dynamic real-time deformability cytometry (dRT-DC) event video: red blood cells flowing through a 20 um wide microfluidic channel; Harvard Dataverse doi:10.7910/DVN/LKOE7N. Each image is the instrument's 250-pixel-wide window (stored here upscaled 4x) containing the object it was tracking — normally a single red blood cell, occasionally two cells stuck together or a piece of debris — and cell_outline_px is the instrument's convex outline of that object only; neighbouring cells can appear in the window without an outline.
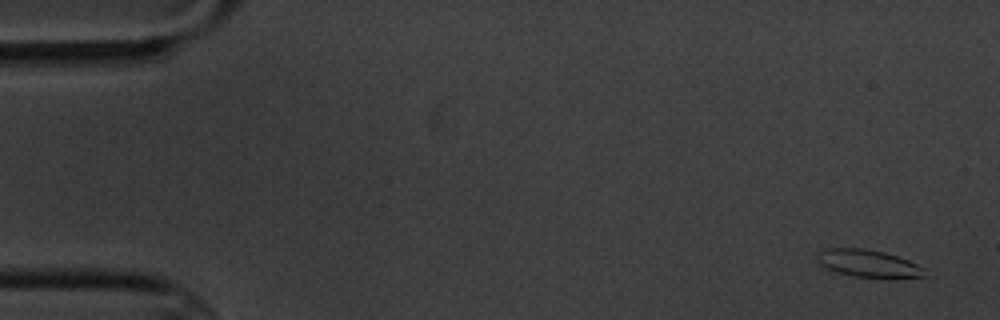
{"species": "common noctule bat (a hibernating species)", "species_latin": "Nyctalus noctula", "temperature_condition": "cold", "stored_images_in_passage": 11, "camera_frame_rate_fps": 3000, "um_per_image_px": 0.085, "animal": {"sex": "male", "body_mass_g": 20.1, "forearm_length_mm": 53.5}, "frame": {"image": 1, "passage_image": 1, "time_ms": 0.0, "image_size_px": [1000, 320], "cell_outline_px": [[924, 276], [852, 276], [836, 272], [820, 264], [816, 256], [820, 252], [828, 248], [860, 248], [884, 252], [908, 260], [924, 268]], "centroid_in_image_um": [73.73, 22.36], "position_along_channel_um": 11.3, "area_um2": 16.36}}
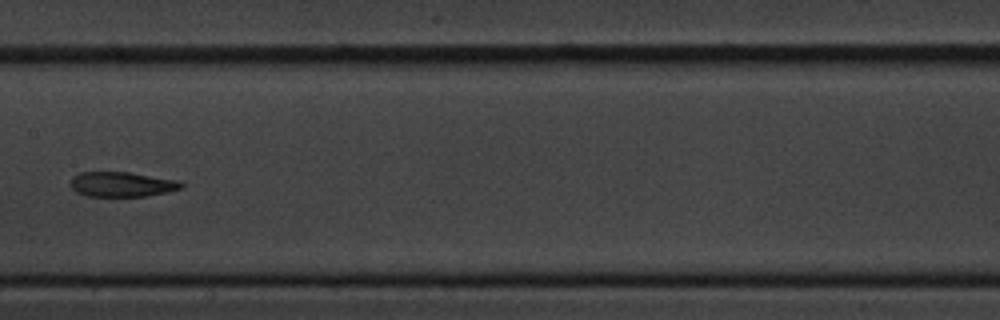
{"frame": {"image": 2, "passage_image": 8, "time_ms": 9.0, "image_size_px": [1000, 320], "cell_outline_px": [[184, 188], [168, 192], [148, 196], [84, 196], [76, 192], [72, 188], [72, 176], [80, 172], [128, 172], [180, 180], [184, 184]], "centroid_in_image_um": [10.41, 15.67], "position_along_channel_um": 197.0, "area_um2": 16.24}}
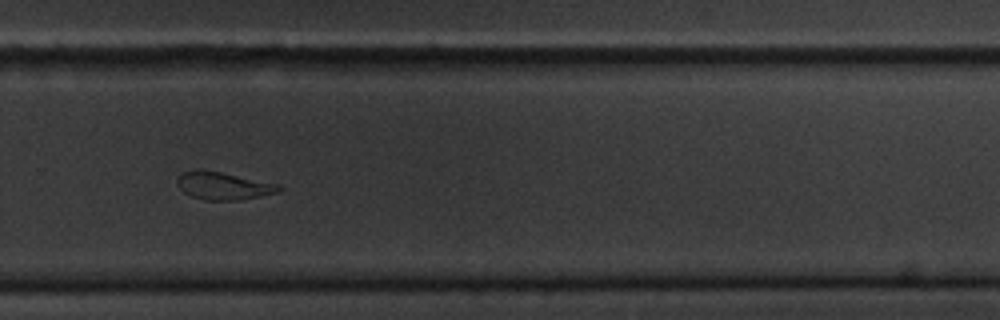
{"frame": {"image": 3, "passage_image": 11, "time_ms": 12.333, "image_size_px": [1000, 320], "cell_outline_px": [[284, 188], [280, 192], [260, 196], [236, 200], [204, 200], [192, 196], [184, 192], [180, 188], [176, 180], [180, 172], [196, 168], [200, 168], [280, 184]], "centroid_in_image_um": [18.97, 15.77], "position_along_channel_um": 310.8, "area_um2": 16.59}}